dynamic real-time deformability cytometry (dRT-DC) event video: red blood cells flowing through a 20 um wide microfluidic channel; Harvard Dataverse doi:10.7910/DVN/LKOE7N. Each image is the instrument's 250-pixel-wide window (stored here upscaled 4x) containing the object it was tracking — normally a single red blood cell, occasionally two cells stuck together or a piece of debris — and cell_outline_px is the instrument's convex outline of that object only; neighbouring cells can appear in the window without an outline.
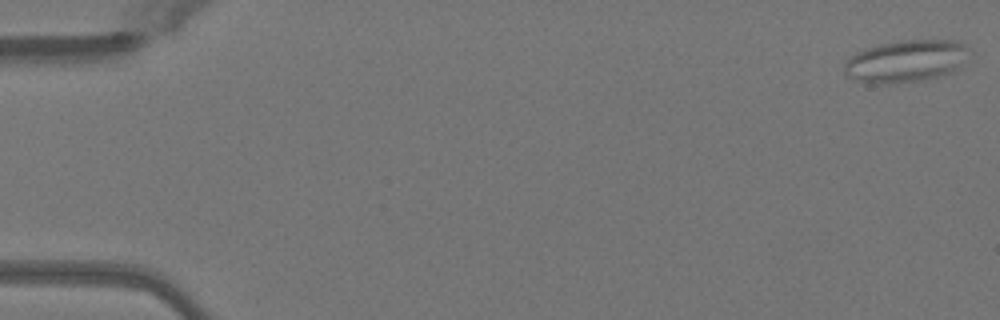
{"species": "Egyptian fruit bat (a non-hibernating species)", "species_latin": "Rousettus aegyptiacus", "temperature_condition": "warm", "stored_images_in_passage": 25, "camera_frame_rate_fps": 3000, "um_per_image_px": 0.085, "animal": {"sex": "female"}, "frame": {"image": 1, "passage_image": 1, "time_ms": 0.0, "image_size_px": [1000, 320], "cell_outline_px": [[972, 52], [956, 72], [928, 80], [892, 84], [868, 84], [844, 76], [844, 64], [856, 52], [880, 44], [900, 40], [956, 40], [964, 44]], "centroid_in_image_um": [77.05, 5.22], "position_along_channel_um": 7.9, "area_um2": 31.5}}
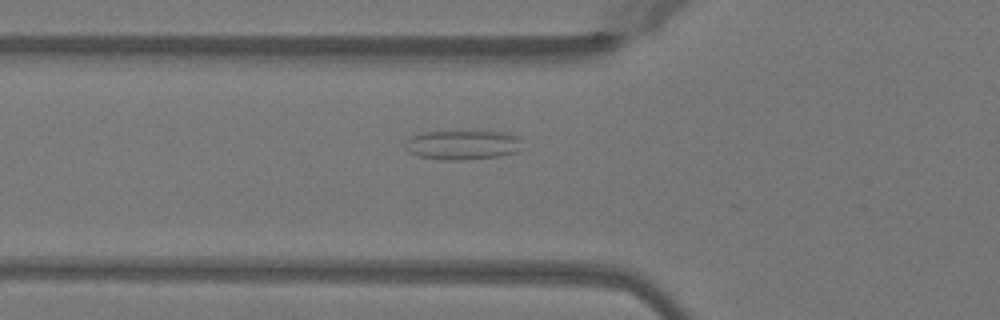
{"frame": {"image": 2, "passage_image": 18, "time_ms": 5.667, "image_size_px": [1000, 320], "cell_outline_px": [[520, 140], [516, 152], [500, 156], [464, 160], [444, 160], [420, 156], [408, 152], [404, 148], [408, 140], [412, 136], [424, 132], [508, 132], [520, 136]], "centroid_in_image_um": [39.32, 12.32], "position_along_channel_um": 86.5, "area_um2": 19.83}}
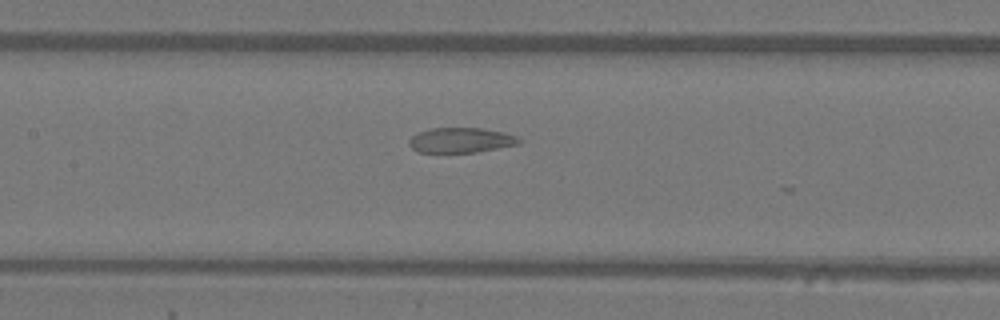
{"frame": {"image": 3, "passage_image": 24, "time_ms": 7.667, "image_size_px": [1000, 320], "cell_outline_px": [[520, 144], [476, 152], [420, 152], [412, 148], [408, 144], [408, 140], [412, 136], [420, 132], [432, 128], [484, 128], [504, 132], [516, 136], [520, 140]], "centroid_in_image_um": [39.19, 11.91], "position_along_channel_um": 168.2, "area_um2": 15.95}}